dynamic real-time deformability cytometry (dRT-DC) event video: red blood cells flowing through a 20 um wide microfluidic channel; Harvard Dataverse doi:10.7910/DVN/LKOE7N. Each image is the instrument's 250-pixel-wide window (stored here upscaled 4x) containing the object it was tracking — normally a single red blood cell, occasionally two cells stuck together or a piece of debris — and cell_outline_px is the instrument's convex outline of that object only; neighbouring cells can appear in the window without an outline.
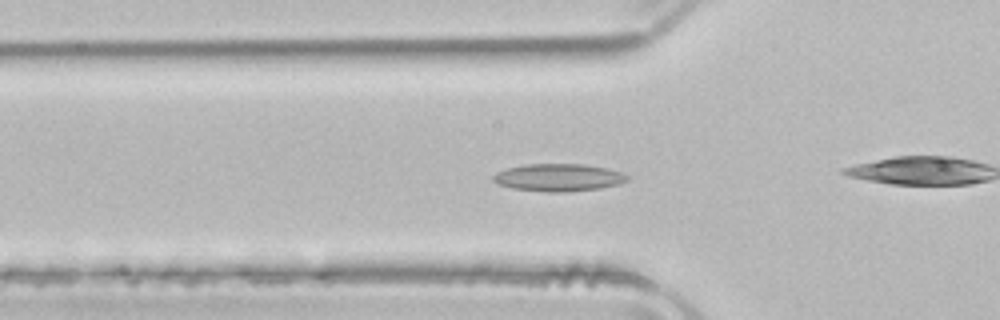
{"species": "common noctule bat (a hibernating species)", "species_latin": "Nyctalus noctula", "temperature_condition": "room temperature", "stored_images_in_passage": 52, "camera_frame_rate_fps": 3000, "um_per_image_px": 0.085, "animal": {"sex": "male", "body_mass_g": 21.5, "forearm_length_mm": 52.0}, "frame": {"image": 1, "passage_image": 17, "time_ms": 5.333, "image_size_px": [1000, 320], "cell_outline_px": [[632, 176], [628, 180], [616, 184], [600, 188], [568, 192], [544, 192], [512, 188], [496, 184], [492, 180], [492, 176], [496, 172], [508, 168], [524, 164], [584, 164], [608, 168]], "centroid_in_image_um": [47.46, 15.09], "position_along_channel_um": 78.3, "area_um2": 21.68}}
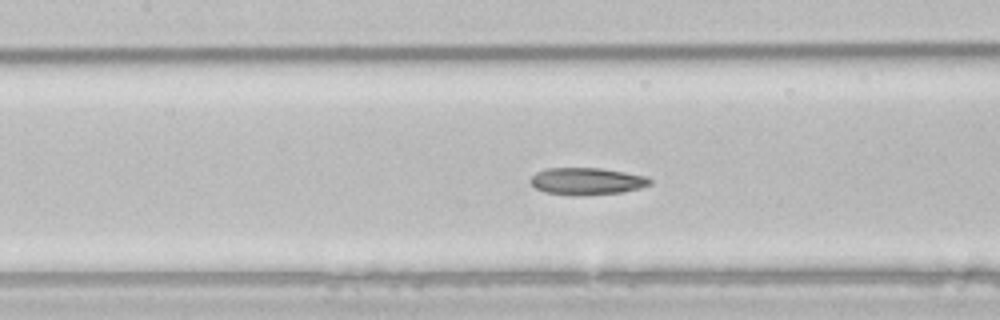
{"frame": {"image": 2, "passage_image": 23, "time_ms": 7.333, "image_size_px": [1000, 320], "cell_outline_px": [[652, 184], [640, 188], [620, 192], [584, 196], [580, 196], [544, 192], [536, 188], [528, 180], [536, 172], [548, 168], [600, 168], [648, 176], [652, 180]], "centroid_in_image_um": [49.89, 15.4], "position_along_channel_um": 157.5, "area_um2": 18.96}}
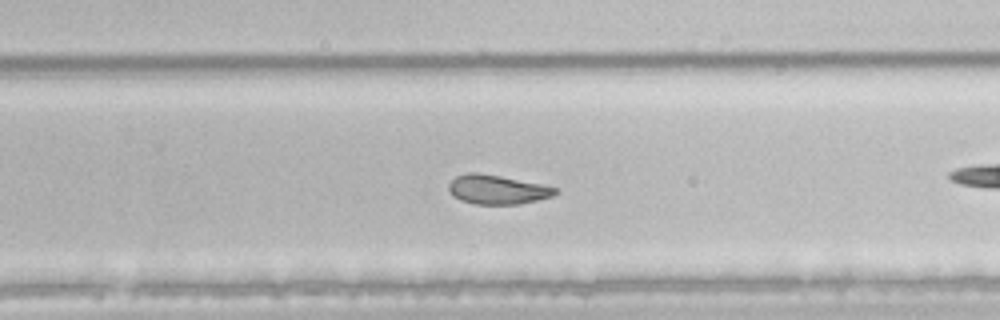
{"frame": {"image": 3, "passage_image": 33, "time_ms": 10.667, "image_size_px": [1000, 320], "cell_outline_px": [[560, 192], [552, 196], [520, 204], [476, 204], [460, 200], [452, 196], [448, 188], [448, 184], [456, 176], [468, 172], [480, 172], [540, 184], [556, 188]], "centroid_in_image_um": [42.23, 16.11], "position_along_channel_um": 287.6, "area_um2": 18.09}, "authors_computed_cell_mechanics": {"area_um2": 21.0103, "velocity_mm_per_s": 3.9214, "shape_relaxation_time_tau1_ms": null, "shape_relaxation_time_tau2_ms": 2.9737, "deformation_change_tau1": null, "deformation_change_tau2": 0.0884}}